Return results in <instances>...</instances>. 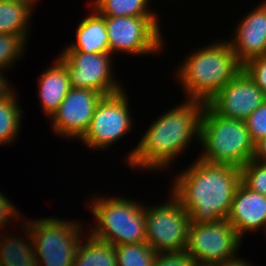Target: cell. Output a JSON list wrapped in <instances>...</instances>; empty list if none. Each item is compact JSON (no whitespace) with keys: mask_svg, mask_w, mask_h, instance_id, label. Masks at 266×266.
<instances>
[{"mask_svg":"<svg viewBox=\"0 0 266 266\" xmlns=\"http://www.w3.org/2000/svg\"><path fill=\"white\" fill-rule=\"evenodd\" d=\"M49 67L38 79L41 108L48 118L57 110L71 88L66 66L58 58Z\"/></svg>","mask_w":266,"mask_h":266,"instance_id":"2e32d148","label":"cell"},{"mask_svg":"<svg viewBox=\"0 0 266 266\" xmlns=\"http://www.w3.org/2000/svg\"><path fill=\"white\" fill-rule=\"evenodd\" d=\"M196 160L174 177L170 192L188 212L190 223L227 218L241 182L240 169Z\"/></svg>","mask_w":266,"mask_h":266,"instance_id":"6da1fadb","label":"cell"},{"mask_svg":"<svg viewBox=\"0 0 266 266\" xmlns=\"http://www.w3.org/2000/svg\"><path fill=\"white\" fill-rule=\"evenodd\" d=\"M199 143L204 149L198 158L211 164L241 169L255 153L245 121L224 118L207 104L201 117Z\"/></svg>","mask_w":266,"mask_h":266,"instance_id":"277c9868","label":"cell"},{"mask_svg":"<svg viewBox=\"0 0 266 266\" xmlns=\"http://www.w3.org/2000/svg\"><path fill=\"white\" fill-rule=\"evenodd\" d=\"M118 266H153L157 253L147 242L115 246Z\"/></svg>","mask_w":266,"mask_h":266,"instance_id":"603a6c76","label":"cell"},{"mask_svg":"<svg viewBox=\"0 0 266 266\" xmlns=\"http://www.w3.org/2000/svg\"><path fill=\"white\" fill-rule=\"evenodd\" d=\"M26 43L19 35L0 34V71L12 68L16 60L23 57Z\"/></svg>","mask_w":266,"mask_h":266,"instance_id":"cb8c5ba5","label":"cell"},{"mask_svg":"<svg viewBox=\"0 0 266 266\" xmlns=\"http://www.w3.org/2000/svg\"><path fill=\"white\" fill-rule=\"evenodd\" d=\"M150 0H92L91 7L102 16H157L149 10Z\"/></svg>","mask_w":266,"mask_h":266,"instance_id":"7402d4cb","label":"cell"},{"mask_svg":"<svg viewBox=\"0 0 266 266\" xmlns=\"http://www.w3.org/2000/svg\"><path fill=\"white\" fill-rule=\"evenodd\" d=\"M247 261L248 260L245 261L244 259L239 257V259L236 261L218 264V265H214V266H251L250 262H247Z\"/></svg>","mask_w":266,"mask_h":266,"instance_id":"1f68e13d","label":"cell"},{"mask_svg":"<svg viewBox=\"0 0 266 266\" xmlns=\"http://www.w3.org/2000/svg\"><path fill=\"white\" fill-rule=\"evenodd\" d=\"M243 70L228 41L218 40L191 52L176 71L187 99L207 103Z\"/></svg>","mask_w":266,"mask_h":266,"instance_id":"3957f363","label":"cell"},{"mask_svg":"<svg viewBox=\"0 0 266 266\" xmlns=\"http://www.w3.org/2000/svg\"><path fill=\"white\" fill-rule=\"evenodd\" d=\"M16 209L17 208H15V205H12L10 202V199L0 192V227H2V230L8 225V222L10 224L11 221L13 223V220H17L18 222V220L21 219L22 216L20 210Z\"/></svg>","mask_w":266,"mask_h":266,"instance_id":"f1b7e54d","label":"cell"},{"mask_svg":"<svg viewBox=\"0 0 266 266\" xmlns=\"http://www.w3.org/2000/svg\"><path fill=\"white\" fill-rule=\"evenodd\" d=\"M56 217L25 222L29 229L38 266H73L84 235L81 222ZM83 235V236H82Z\"/></svg>","mask_w":266,"mask_h":266,"instance_id":"8992f818","label":"cell"},{"mask_svg":"<svg viewBox=\"0 0 266 266\" xmlns=\"http://www.w3.org/2000/svg\"><path fill=\"white\" fill-rule=\"evenodd\" d=\"M254 160L266 162V137L255 144Z\"/></svg>","mask_w":266,"mask_h":266,"instance_id":"4dcf8cb0","label":"cell"},{"mask_svg":"<svg viewBox=\"0 0 266 266\" xmlns=\"http://www.w3.org/2000/svg\"><path fill=\"white\" fill-rule=\"evenodd\" d=\"M240 171L246 187L266 196V162L251 159Z\"/></svg>","mask_w":266,"mask_h":266,"instance_id":"d4e9b609","label":"cell"},{"mask_svg":"<svg viewBox=\"0 0 266 266\" xmlns=\"http://www.w3.org/2000/svg\"><path fill=\"white\" fill-rule=\"evenodd\" d=\"M32 11L28 3L0 0V34L19 35L28 40Z\"/></svg>","mask_w":266,"mask_h":266,"instance_id":"d6986e66","label":"cell"},{"mask_svg":"<svg viewBox=\"0 0 266 266\" xmlns=\"http://www.w3.org/2000/svg\"><path fill=\"white\" fill-rule=\"evenodd\" d=\"M243 70L266 96V55L248 60L243 64Z\"/></svg>","mask_w":266,"mask_h":266,"instance_id":"4316f807","label":"cell"},{"mask_svg":"<svg viewBox=\"0 0 266 266\" xmlns=\"http://www.w3.org/2000/svg\"><path fill=\"white\" fill-rule=\"evenodd\" d=\"M3 72L5 73V71H0V101L8 98L14 92Z\"/></svg>","mask_w":266,"mask_h":266,"instance_id":"f546056e","label":"cell"},{"mask_svg":"<svg viewBox=\"0 0 266 266\" xmlns=\"http://www.w3.org/2000/svg\"><path fill=\"white\" fill-rule=\"evenodd\" d=\"M227 219L242 239L244 233L258 232L261 228L266 234V196L240 182Z\"/></svg>","mask_w":266,"mask_h":266,"instance_id":"9a60e30c","label":"cell"},{"mask_svg":"<svg viewBox=\"0 0 266 266\" xmlns=\"http://www.w3.org/2000/svg\"><path fill=\"white\" fill-rule=\"evenodd\" d=\"M90 201L88 204L91 205L87 206H90L97 223L88 233L94 238L114 246L146 242L145 209L142 203L129 198L95 195Z\"/></svg>","mask_w":266,"mask_h":266,"instance_id":"5b68a950","label":"cell"},{"mask_svg":"<svg viewBox=\"0 0 266 266\" xmlns=\"http://www.w3.org/2000/svg\"><path fill=\"white\" fill-rule=\"evenodd\" d=\"M78 247L73 266H118L115 246L94 238L91 234L84 237Z\"/></svg>","mask_w":266,"mask_h":266,"instance_id":"ffe728a7","label":"cell"},{"mask_svg":"<svg viewBox=\"0 0 266 266\" xmlns=\"http://www.w3.org/2000/svg\"><path fill=\"white\" fill-rule=\"evenodd\" d=\"M15 92L0 101V146L13 143L21 129L23 113Z\"/></svg>","mask_w":266,"mask_h":266,"instance_id":"44dd1931","label":"cell"},{"mask_svg":"<svg viewBox=\"0 0 266 266\" xmlns=\"http://www.w3.org/2000/svg\"><path fill=\"white\" fill-rule=\"evenodd\" d=\"M60 52L57 58L66 66L72 88L92 89L104 96L123 90V85L113 75L111 53Z\"/></svg>","mask_w":266,"mask_h":266,"instance_id":"8fae6325","label":"cell"},{"mask_svg":"<svg viewBox=\"0 0 266 266\" xmlns=\"http://www.w3.org/2000/svg\"><path fill=\"white\" fill-rule=\"evenodd\" d=\"M265 101L264 92L242 70L206 104L224 118L245 121Z\"/></svg>","mask_w":266,"mask_h":266,"instance_id":"4fadbf2b","label":"cell"},{"mask_svg":"<svg viewBox=\"0 0 266 266\" xmlns=\"http://www.w3.org/2000/svg\"><path fill=\"white\" fill-rule=\"evenodd\" d=\"M205 105L203 100L186 99L161 114L146 129L132 152L126 155L128 165L151 172L169 168L192 139L200 141V122Z\"/></svg>","mask_w":266,"mask_h":266,"instance_id":"7a4b0ae2","label":"cell"},{"mask_svg":"<svg viewBox=\"0 0 266 266\" xmlns=\"http://www.w3.org/2000/svg\"><path fill=\"white\" fill-rule=\"evenodd\" d=\"M243 239L227 218L211 223H189L186 252L198 266H214L238 260Z\"/></svg>","mask_w":266,"mask_h":266,"instance_id":"52a82bcc","label":"cell"},{"mask_svg":"<svg viewBox=\"0 0 266 266\" xmlns=\"http://www.w3.org/2000/svg\"><path fill=\"white\" fill-rule=\"evenodd\" d=\"M90 16L79 22L76 30V41L64 50H76L83 53H110L109 36L107 34L104 16L94 8Z\"/></svg>","mask_w":266,"mask_h":266,"instance_id":"e0dca14e","label":"cell"},{"mask_svg":"<svg viewBox=\"0 0 266 266\" xmlns=\"http://www.w3.org/2000/svg\"><path fill=\"white\" fill-rule=\"evenodd\" d=\"M4 1H15L20 3H28L33 9L39 0H4Z\"/></svg>","mask_w":266,"mask_h":266,"instance_id":"d6a6232c","label":"cell"},{"mask_svg":"<svg viewBox=\"0 0 266 266\" xmlns=\"http://www.w3.org/2000/svg\"><path fill=\"white\" fill-rule=\"evenodd\" d=\"M153 266H198L186 252L157 253Z\"/></svg>","mask_w":266,"mask_h":266,"instance_id":"83f0119b","label":"cell"},{"mask_svg":"<svg viewBox=\"0 0 266 266\" xmlns=\"http://www.w3.org/2000/svg\"><path fill=\"white\" fill-rule=\"evenodd\" d=\"M104 95L92 89L70 88L65 99L50 117L57 136L81 139L90 127L95 109Z\"/></svg>","mask_w":266,"mask_h":266,"instance_id":"7c38bea8","label":"cell"},{"mask_svg":"<svg viewBox=\"0 0 266 266\" xmlns=\"http://www.w3.org/2000/svg\"><path fill=\"white\" fill-rule=\"evenodd\" d=\"M23 233L25 237L16 233L14 236L5 230L0 232V266H38L33 239L26 223L23 224Z\"/></svg>","mask_w":266,"mask_h":266,"instance_id":"ac0fdd59","label":"cell"},{"mask_svg":"<svg viewBox=\"0 0 266 266\" xmlns=\"http://www.w3.org/2000/svg\"><path fill=\"white\" fill-rule=\"evenodd\" d=\"M128 95L124 90L104 96L98 103L90 127L80 139L91 149H106L133 128Z\"/></svg>","mask_w":266,"mask_h":266,"instance_id":"30bf717a","label":"cell"},{"mask_svg":"<svg viewBox=\"0 0 266 266\" xmlns=\"http://www.w3.org/2000/svg\"><path fill=\"white\" fill-rule=\"evenodd\" d=\"M110 53L148 55L162 50L163 36L158 16H104Z\"/></svg>","mask_w":266,"mask_h":266,"instance_id":"9c48e42d","label":"cell"},{"mask_svg":"<svg viewBox=\"0 0 266 266\" xmlns=\"http://www.w3.org/2000/svg\"><path fill=\"white\" fill-rule=\"evenodd\" d=\"M170 198L144 206L146 242L156 253L182 252L187 247L189 214L172 193Z\"/></svg>","mask_w":266,"mask_h":266,"instance_id":"ba28073f","label":"cell"},{"mask_svg":"<svg viewBox=\"0 0 266 266\" xmlns=\"http://www.w3.org/2000/svg\"><path fill=\"white\" fill-rule=\"evenodd\" d=\"M233 40H227L242 64L266 55V0L240 20Z\"/></svg>","mask_w":266,"mask_h":266,"instance_id":"5bb4252c","label":"cell"},{"mask_svg":"<svg viewBox=\"0 0 266 266\" xmlns=\"http://www.w3.org/2000/svg\"><path fill=\"white\" fill-rule=\"evenodd\" d=\"M254 144L266 137V101L245 120Z\"/></svg>","mask_w":266,"mask_h":266,"instance_id":"484cf974","label":"cell"}]
</instances>
